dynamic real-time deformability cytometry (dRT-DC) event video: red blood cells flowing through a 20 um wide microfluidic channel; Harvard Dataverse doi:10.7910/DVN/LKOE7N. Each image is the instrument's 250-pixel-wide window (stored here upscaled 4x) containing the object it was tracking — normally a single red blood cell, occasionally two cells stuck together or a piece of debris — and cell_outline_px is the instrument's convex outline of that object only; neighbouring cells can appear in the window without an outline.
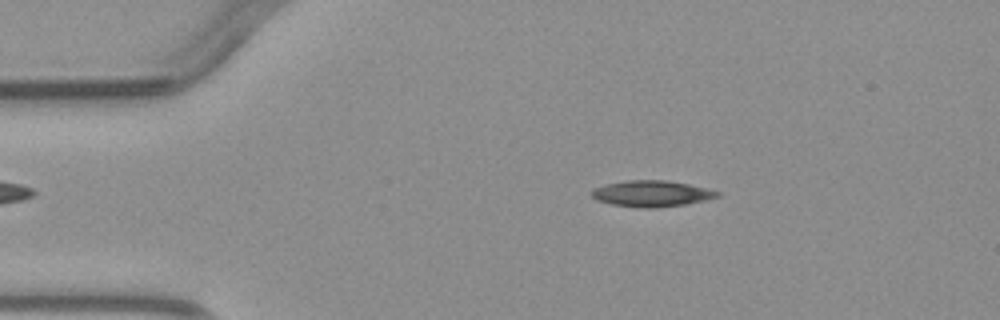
{"species": "common noctule bat (a hibernating species)", "species_latin": "Nyctalus noctula", "temperature_condition": "warm", "stored_images_in_passage": 3, "camera_frame_rate_fps": 3000, "um_per_image_px": 0.085, "animal": {"sex": "male", "body_mass_g": 23.1, "forearm_length_mm": 52.7}, "frame": {"image": 1, "passage_image": 2, "time_ms": 1.0, "image_size_px": [1000, 320], "cell_outline_px": [[720, 196], [704, 200], [684, 204], [656, 208], [640, 208], [612, 204], [596, 200], [588, 192], [592, 188], [608, 184], [628, 180], [664, 180], [688, 184], [720, 192]], "centroid_in_image_um": [55.33, 16.46], "position_along_channel_um": 29.7, "area_um2": 19.02}}